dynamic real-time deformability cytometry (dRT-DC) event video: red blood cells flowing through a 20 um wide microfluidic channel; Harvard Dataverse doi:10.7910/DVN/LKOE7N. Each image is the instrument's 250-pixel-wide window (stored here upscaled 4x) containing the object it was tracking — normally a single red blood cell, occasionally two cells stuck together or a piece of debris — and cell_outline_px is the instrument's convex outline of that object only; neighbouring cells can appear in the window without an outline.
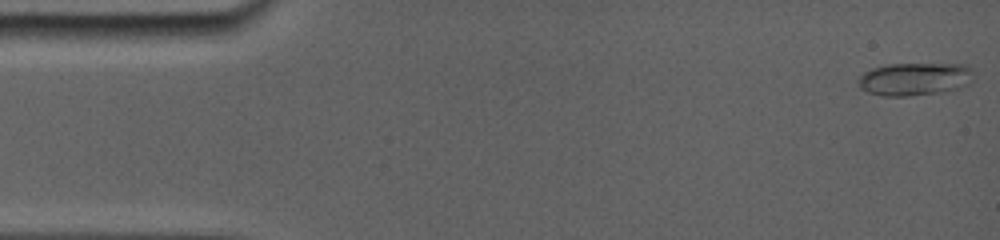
{"species": "common noctule bat (a hibernating species)", "species_latin": "Nyctalus noctula", "temperature_condition": "room temperature", "stored_images_in_passage": 41, "camera_frame_rate_fps": 5000, "um_per_image_px": 0.085, "animal": {"sex": "female", "body_mass_g": 19.0, "forearm_length_mm": 56.7}, "frame": {"image": 1, "passage_image": 1, "time_ms": 0.0, "image_size_px": [1000, 240], "cell_outline_px": [[972, 72], [968, 84], [944, 92], [908, 96], [884, 96], [868, 92], [860, 88], [856, 80], [864, 72], [872, 68], [888, 64], [964, 64]], "centroid_in_image_um": [77.68, 6.72], "position_along_channel_um": 7.3, "area_um2": 21.96}}
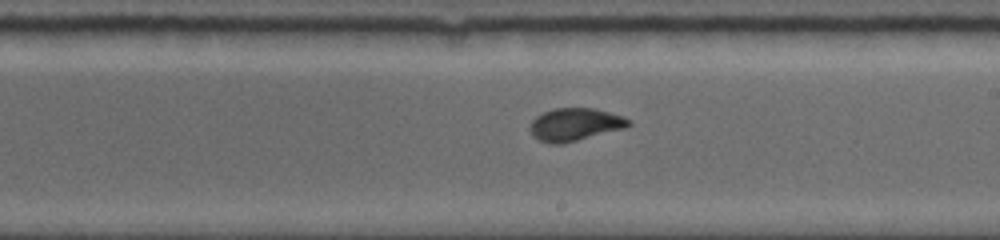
{"frame": {"image": 2, "passage_image": 24, "time_ms": 9.2, "image_size_px": [1000, 240], "cell_outline_px": [[632, 124], [624, 128], [560, 144], [548, 144], [532, 136], [528, 128], [532, 120], [536, 116], [552, 108], [592, 108], [624, 116], [632, 120]], "centroid_in_image_um": [48.84, 10.57], "position_along_channel_um": 240.2, "area_um2": 18.79}}
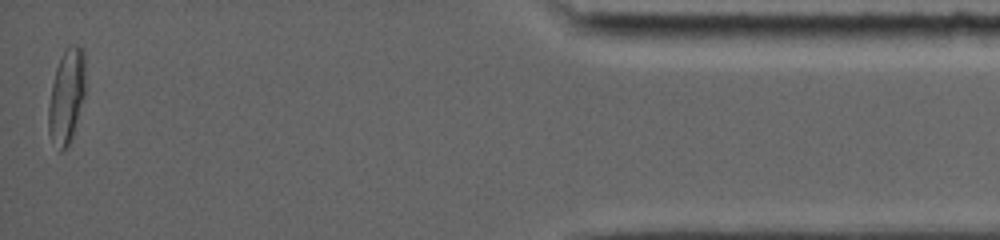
{"frame": {"image": 3, "passage_image": 41, "time_ms": 15.8, "image_size_px": [1000, 240], "cell_outline_px": [[84, 96], [72, 136], [68, 148], [60, 152], [48, 132], [48, 108], [52, 84], [56, 68], [60, 56], [68, 44], [76, 44], [84, 52]], "centroid_in_image_um": [5.64, 8.17], "position_along_channel_um": 429.6, "area_um2": 20.17}, "authors_computed_cell_mechanics": {"area_um2": 18.6116, "velocity_mm_per_s": 3.8574, "shape_relaxation_time_tau1_ms": 4.3126, "shape_relaxation_time_tau2_ms": null, "deformation_change_tau1": 0.1775, "deformation_change_tau2": null}}